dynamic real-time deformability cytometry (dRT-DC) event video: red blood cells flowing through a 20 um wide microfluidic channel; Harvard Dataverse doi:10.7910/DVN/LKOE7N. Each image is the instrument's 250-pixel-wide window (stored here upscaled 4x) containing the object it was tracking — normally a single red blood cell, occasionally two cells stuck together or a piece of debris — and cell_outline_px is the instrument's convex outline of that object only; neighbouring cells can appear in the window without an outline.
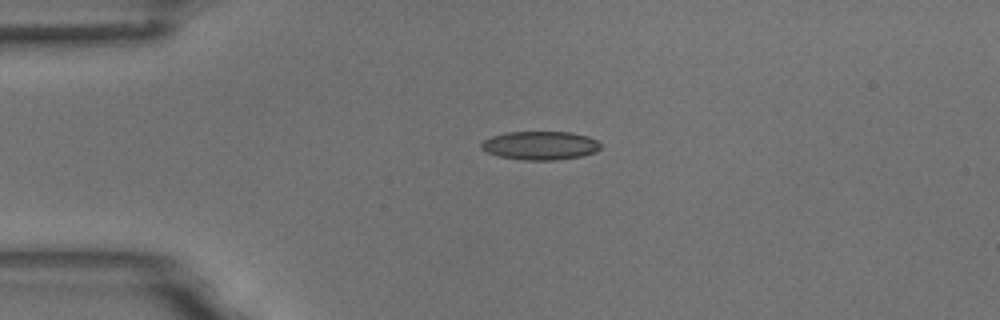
{"species": "common noctule bat (a hibernating species)", "species_latin": "Nyctalus noctula", "temperature_condition": "room temperature", "stored_images_in_passage": 4, "camera_frame_rate_fps": 3000, "um_per_image_px": 0.085, "animal": {"sex": "male", "body_mass_g": 18.8}, "frame": {"image": 1, "passage_image": 2, "time_ms": 0.333, "image_size_px": [1000, 320], "cell_outline_px": [[600, 148], [596, 152], [580, 156], [556, 160], [524, 160], [500, 156], [488, 152], [480, 148], [480, 144], [484, 140], [492, 136], [508, 132], [572, 132], [588, 136], [596, 140], [600, 144]], "centroid_in_image_um": [45.93, 12.36], "position_along_channel_um": 39.1, "area_um2": 19.77}}